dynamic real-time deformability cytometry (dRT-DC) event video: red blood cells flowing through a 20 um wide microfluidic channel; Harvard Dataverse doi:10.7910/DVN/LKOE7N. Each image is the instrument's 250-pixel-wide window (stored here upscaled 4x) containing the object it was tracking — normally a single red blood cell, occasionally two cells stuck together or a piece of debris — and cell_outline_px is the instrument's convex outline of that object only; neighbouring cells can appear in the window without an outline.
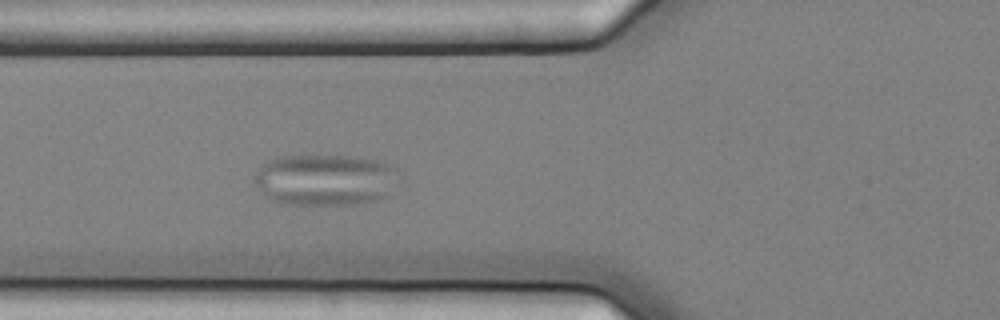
{"species": "common noctule bat (a hibernating species)", "species_latin": "Nyctalus noctula", "temperature_condition": "cold", "stored_images_in_passage": 3, "segment_of_instrument_passage": [1, 2], "camera_frame_rate_fps": 3000, "um_per_image_px": 0.085, "animal": {"sex": "female", "body_mass_g": 25.1}, "frame": {"image": 1, "passage_image": 2, "time_ms": 0.333, "image_size_px": [1000, 320], "cell_outline_px": [[396, 168], [380, 196], [376, 200], [352, 204], [288, 204], [272, 200], [260, 192], [252, 180], [252, 176], [260, 164], [276, 156], [352, 156], [380, 160], [392, 164]], "centroid_in_image_um": [27.42, 15.25], "position_along_channel_um": 98.4, "area_um2": 42.43}}